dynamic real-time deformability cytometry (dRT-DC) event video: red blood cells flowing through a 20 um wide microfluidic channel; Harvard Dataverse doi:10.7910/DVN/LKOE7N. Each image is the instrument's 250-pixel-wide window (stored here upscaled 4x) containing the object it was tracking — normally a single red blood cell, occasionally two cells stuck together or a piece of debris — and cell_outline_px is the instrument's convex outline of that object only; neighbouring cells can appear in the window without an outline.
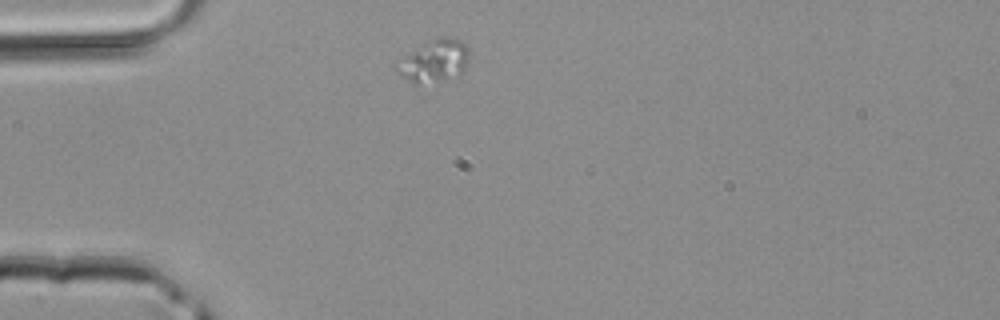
{"species": "common noctule bat (a hibernating species)", "species_latin": "Nyctalus noctula", "temperature_condition": "room temperature", "stored_images_in_passage": 1, "camera_frame_rate_fps": 3000, "um_per_image_px": 0.085, "animal": {"sex": "male", "body_mass_g": 20.4}, "frame": {"image": 1, "passage_image": 1, "time_ms": 0.0, "image_size_px": [1000, 320], "cell_outline_px": [[468, 64], [460, 72], [444, 80], [416, 84], [400, 76], [392, 68], [392, 64], [404, 56], [436, 36], [444, 36], [460, 40], [468, 48]], "centroid_in_image_um": [36.84, 5.17], "position_along_channel_um": 48.2, "area_um2": 17.86}}